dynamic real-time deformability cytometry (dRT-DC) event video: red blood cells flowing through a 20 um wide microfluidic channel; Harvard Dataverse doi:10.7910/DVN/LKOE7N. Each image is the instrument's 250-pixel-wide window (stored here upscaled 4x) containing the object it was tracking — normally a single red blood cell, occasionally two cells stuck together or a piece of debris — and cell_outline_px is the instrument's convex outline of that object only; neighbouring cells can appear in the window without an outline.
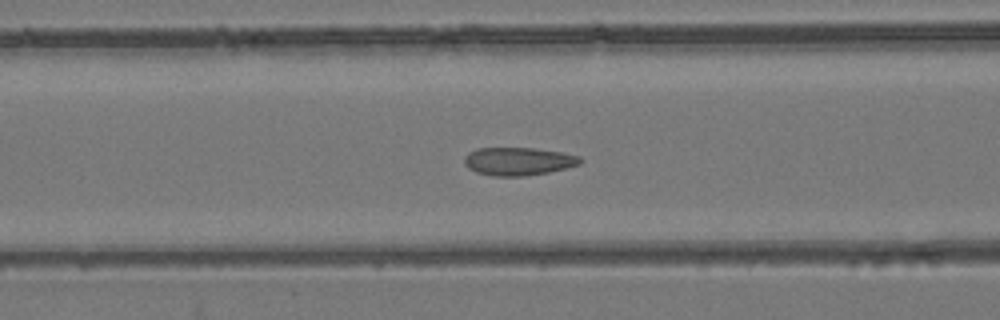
{"species": "common noctule bat (a hibernating species)", "species_latin": "Nyctalus noctula", "temperature_condition": "room temperature", "stored_images_in_passage": 44, "camera_frame_rate_fps": 3000, "um_per_image_px": 0.085, "animal": {"sex": "female", "body_mass_g": 24.6, "forearm_length_mm": 56.2}, "frame": {"image": 1, "passage_image": 12, "time_ms": 3.667, "image_size_px": [1000, 320], "cell_outline_px": [[584, 160], [580, 164], [548, 172], [524, 176], [492, 176], [476, 172], [468, 168], [464, 164], [464, 156], [468, 152], [476, 148], [536, 148], [560, 152], [580, 156]], "centroid_in_image_um": [44.03, 13.7], "position_along_channel_um": 122.6, "area_um2": 19.02}}
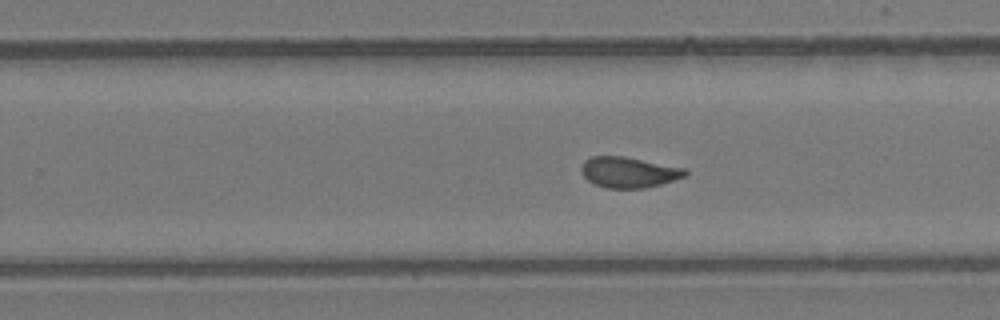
{"frame": {"image": 2, "passage_image": 24, "time_ms": 7.667, "image_size_px": [1000, 320], "cell_outline_px": [[688, 172], [684, 176], [660, 184], [644, 188], [608, 188], [596, 184], [588, 180], [584, 176], [580, 168], [584, 160], [592, 156], [624, 156], [684, 168]], "centroid_in_image_um": [53.41, 14.63], "position_along_channel_um": 276.4, "area_um2": 18.32}}
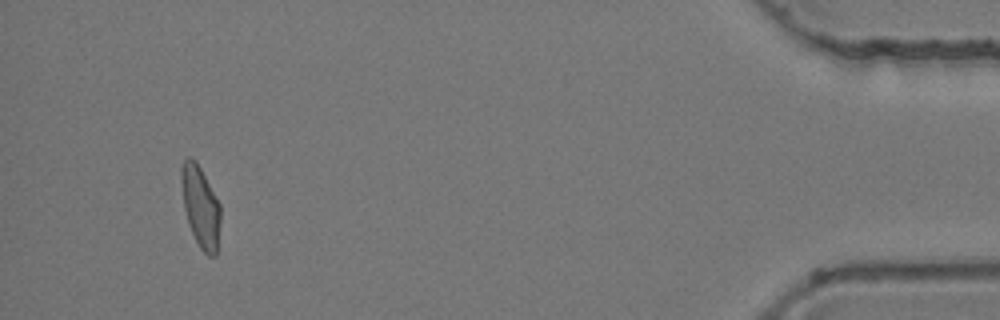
{"frame": {"image": 3, "passage_image": 41, "time_ms": 13.333, "image_size_px": [1000, 320], "cell_outline_px": [[220, 220], [216, 256], [208, 256], [200, 248], [188, 224], [184, 208], [180, 180], [180, 168], [184, 160], [188, 156], [192, 156], [196, 160], [220, 204]], "centroid_in_image_um": [17.02, 17.53], "position_along_channel_um": 418.2, "area_um2": 18.61}, "authors_computed_cell_mechanics": {"area_um2": 18.6983, "velocity_mm_per_s": 3.8556, "shape_relaxation_time_tau1_ms": null, "shape_relaxation_time_tau2_ms": 0.8771, "deformation_change_tau1": null, "deformation_change_tau2": 0.0433}}